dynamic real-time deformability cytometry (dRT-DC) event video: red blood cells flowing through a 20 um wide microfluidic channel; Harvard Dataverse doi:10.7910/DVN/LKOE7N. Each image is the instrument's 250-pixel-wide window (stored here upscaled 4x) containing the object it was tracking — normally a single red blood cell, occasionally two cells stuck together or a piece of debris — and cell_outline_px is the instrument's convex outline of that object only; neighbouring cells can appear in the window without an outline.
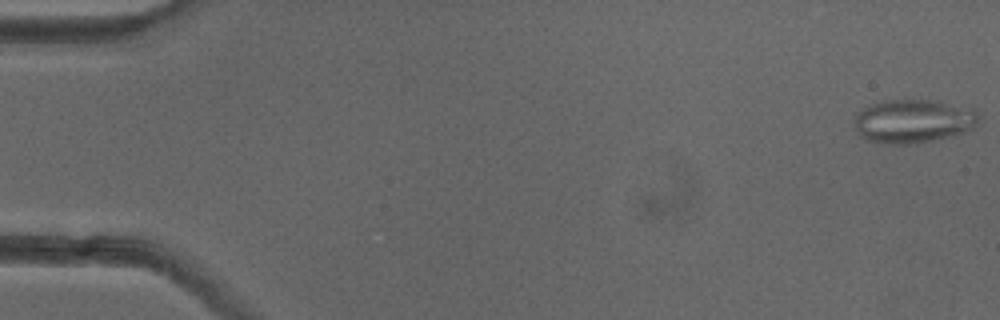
{"species": "common noctule bat (a hibernating species)", "species_latin": "Nyctalus noctula", "temperature_condition": "cold", "stored_images_in_passage": 45, "segment_of_instrument_passage": [1, 2], "camera_frame_rate_fps": 3000, "um_per_image_px": 0.085, "animal": {"sex": "female"}, "frame": {"image": 1, "passage_image": 1, "time_ms": 0.0, "image_size_px": [1000, 320], "cell_outline_px": [[980, 116], [976, 124], [972, 128], [964, 132], [916, 144], [884, 144], [868, 140], [860, 136], [852, 120], [856, 112], [872, 104], [884, 100], [912, 96], [940, 100], [976, 108]], "centroid_in_image_um": [77.63, 10.23], "position_along_channel_um": 7.4, "area_um2": 32.95}}